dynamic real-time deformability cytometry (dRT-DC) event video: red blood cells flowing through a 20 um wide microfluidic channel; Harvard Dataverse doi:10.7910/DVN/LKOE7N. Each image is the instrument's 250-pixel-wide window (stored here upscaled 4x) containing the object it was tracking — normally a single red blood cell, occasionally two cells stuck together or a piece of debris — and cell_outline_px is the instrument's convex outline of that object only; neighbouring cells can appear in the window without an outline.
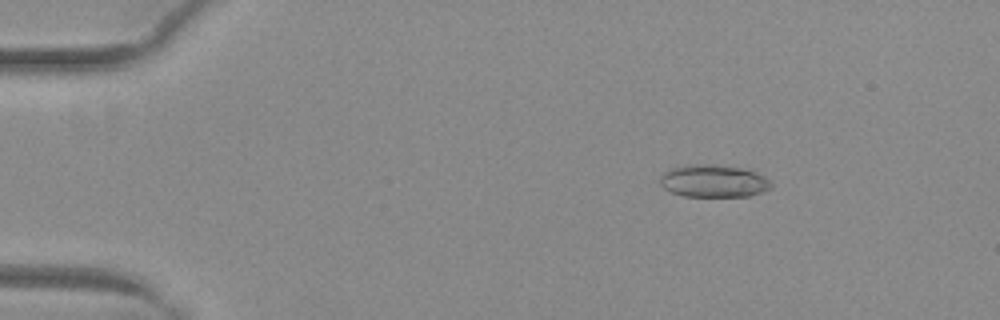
{"species": "common noctule bat (a hibernating species)", "species_latin": "Nyctalus noctula", "temperature_condition": "warm", "stored_images_in_passage": 53, "camera_frame_rate_fps": 3000, "um_per_image_px": 0.085, "animal": {"sex": "female", "body_mass_g": 29.2, "forearm_length_mm": 56.3}, "frame": {"image": 1, "passage_image": 9, "time_ms": 2.667, "image_size_px": [1000, 320], "cell_outline_px": [[772, 188], [748, 196], [684, 196], [672, 192], [664, 188], [660, 184], [660, 176], [664, 172], [672, 168], [688, 164], [712, 164], [748, 168], [764, 176], [772, 184]], "centroid_in_image_um": [60.66, 15.37], "position_along_channel_um": 24.3, "area_um2": 21.15}}
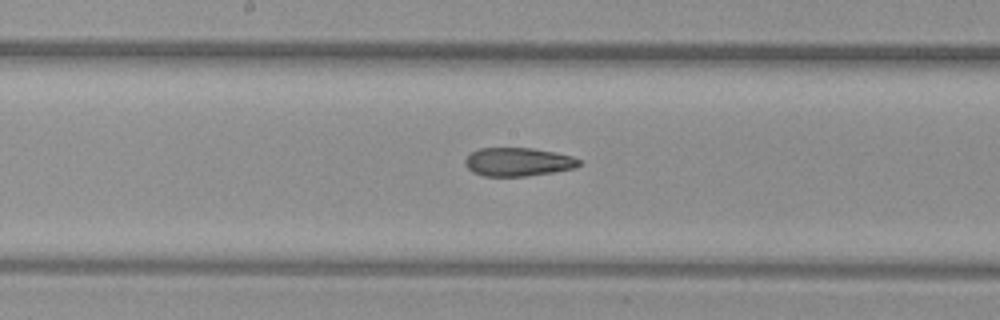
{"frame": {"image": 2, "passage_image": 29, "time_ms": 9.333, "image_size_px": [1000, 320], "cell_outline_px": [[580, 164], [576, 168], [528, 176], [484, 176], [472, 172], [464, 164], [464, 160], [472, 152], [480, 148], [532, 148], [572, 156], [580, 160]], "centroid_in_image_um": [44.02, 13.77], "position_along_channel_um": 204.2, "area_um2": 18.84}}
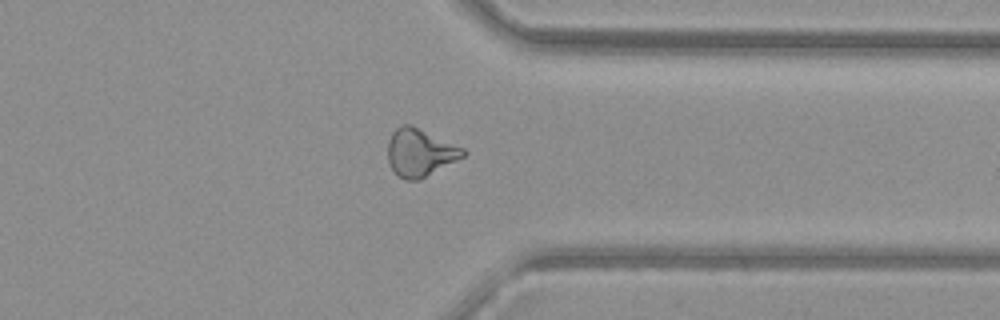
{"frame": {"image": 3, "passage_image": 42, "time_ms": 13.667, "image_size_px": [1000, 320], "cell_outline_px": [[468, 152], [464, 156], [420, 180], [404, 180], [392, 168], [388, 160], [388, 140], [392, 132], [400, 124], [408, 124], [464, 148]], "centroid_in_image_um": [35.69, 12.97], "position_along_channel_um": 375.7, "area_um2": 20.63}, "authors_computed_cell_mechanics": {"area_um2": 20.6346, "velocity_mm_per_s": 4.0292, "shape_relaxation_time_tau1_ms": null, "shape_relaxation_time_tau2_ms": 3.7554, "deformation_change_tau1": null, "deformation_change_tau2": 0.1276}}